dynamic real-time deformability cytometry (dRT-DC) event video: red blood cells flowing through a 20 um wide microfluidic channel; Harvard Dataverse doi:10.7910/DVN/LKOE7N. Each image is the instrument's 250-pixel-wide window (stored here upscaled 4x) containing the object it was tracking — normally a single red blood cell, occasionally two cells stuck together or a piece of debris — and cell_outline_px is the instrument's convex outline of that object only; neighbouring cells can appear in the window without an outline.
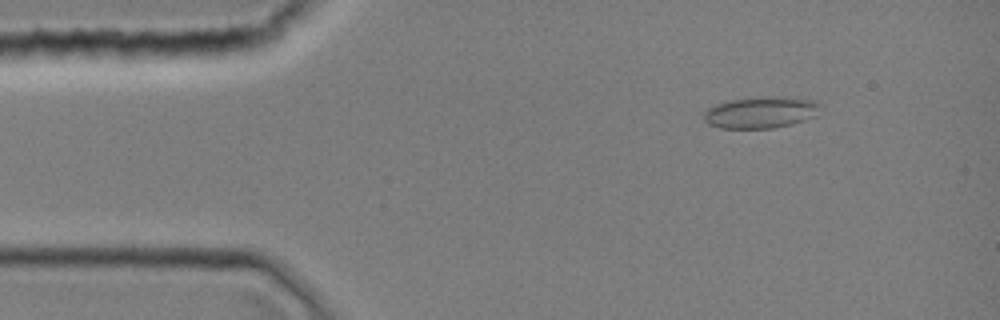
{"species": "common noctule bat (a hibernating species)", "species_latin": "Nyctalus noctula", "temperature_condition": "room temperature", "stored_images_in_passage": 39, "camera_frame_rate_fps": 3000, "um_per_image_px": 0.085, "animal": {"sex": "female", "body_mass_g": 19.0, "forearm_length_mm": 51.5}, "frame": {"image": 1, "passage_image": 1, "time_ms": 0.0, "image_size_px": [1000, 320], "cell_outline_px": [[820, 104], [816, 116], [792, 124], [772, 128], [720, 128], [708, 124], [704, 120], [704, 112], [708, 108], [716, 104], [728, 100], [768, 96], [776, 96], [812, 100]], "centroid_in_image_um": [64.64, 9.55], "position_along_channel_um": 20.4, "area_um2": 21.33}}
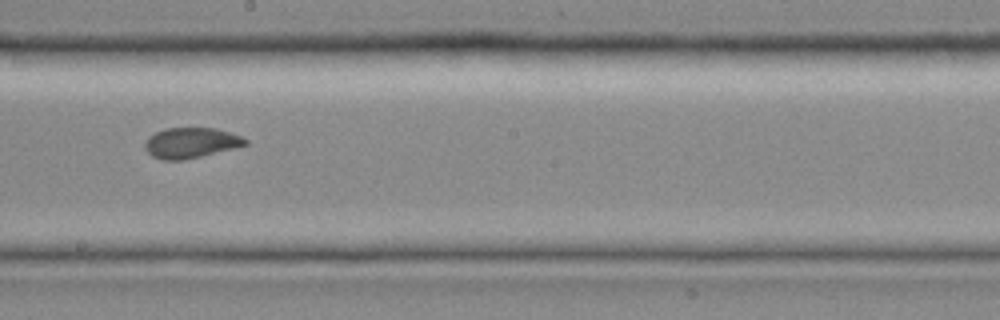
{"frame": {"image": 2, "passage_image": 20, "time_ms": 6.333, "image_size_px": [1000, 320], "cell_outline_px": [[248, 144], [184, 160], [164, 160], [152, 156], [144, 148], [144, 144], [148, 136], [164, 128], [216, 128], [232, 132], [248, 140]], "centroid_in_image_um": [16.2, 12.13], "position_along_channel_um": 232.0, "area_um2": 17.74}}
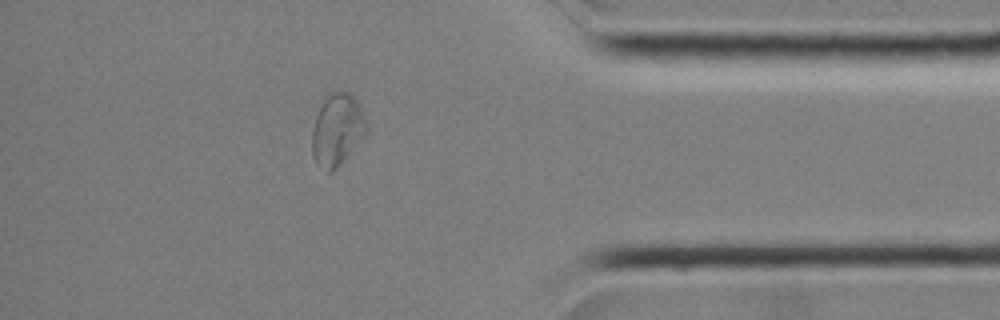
{"frame": {"image": 3, "passage_image": 33, "time_ms": 10.667, "image_size_px": [1000, 320], "cell_outline_px": [[368, 132], [348, 156], [332, 172], [328, 172], [316, 164], [312, 156], [312, 128], [320, 100], [324, 92], [348, 92], [360, 104], [364, 112], [368, 124]], "centroid_in_image_um": [28.65, 10.98], "position_along_channel_um": 406.6, "area_um2": 23.58}}